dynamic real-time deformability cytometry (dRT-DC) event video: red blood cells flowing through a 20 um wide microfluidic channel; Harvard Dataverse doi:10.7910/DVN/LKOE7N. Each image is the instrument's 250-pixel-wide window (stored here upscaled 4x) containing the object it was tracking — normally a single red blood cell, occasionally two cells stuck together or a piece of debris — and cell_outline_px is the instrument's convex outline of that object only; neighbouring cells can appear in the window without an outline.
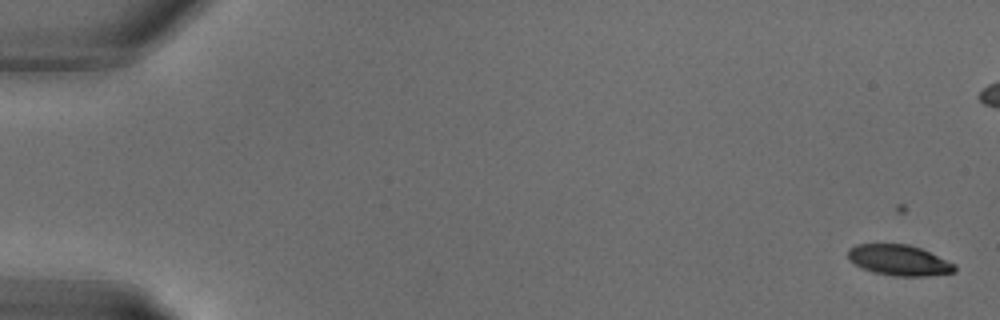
{"species": "common noctule bat (a hibernating species)", "species_latin": "Nyctalus noctula", "temperature_condition": "warm", "stored_images_in_passage": 17, "camera_frame_rate_fps": 3000, "um_per_image_px": 0.085, "animal": {"sex": "male", "body_mass_g": 18.8}, "frame": {"image": 1, "passage_image": 1, "time_ms": 0.0, "image_size_px": [1000, 320], "cell_outline_px": [[956, 272], [928, 276], [896, 276], [872, 272], [848, 260], [848, 248], [856, 244], [908, 244], [920, 248], [956, 264]], "centroid_in_image_um": [76.43, 22.12], "position_along_channel_um": 8.6, "area_um2": 19.07}}
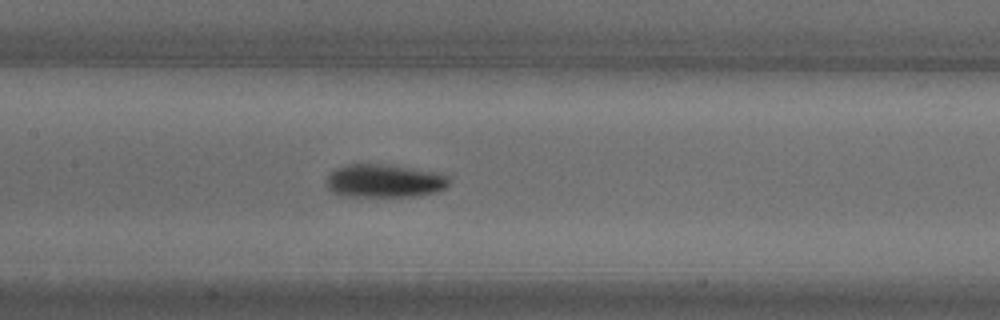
{"frame": {"image": 2, "passage_image": 15, "time_ms": 4.667, "image_size_px": [1000, 320], "cell_outline_px": [[448, 188], [436, 192], [420, 196], [340, 196], [332, 192], [328, 188], [328, 176], [336, 168], [356, 160], [388, 164], [444, 172], [448, 176]], "centroid_in_image_um": [32.7, 15.33], "position_along_channel_um": 174.7, "area_um2": 24.8}}
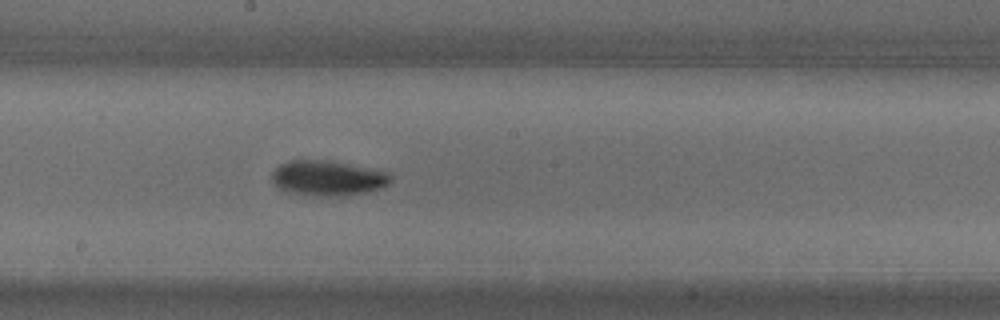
{"frame": {"image": 3, "passage_image": 17, "time_ms": 5.333, "image_size_px": [1000, 320], "cell_outline_px": [[392, 180], [384, 188], [368, 192], [348, 196], [312, 196], [288, 192], [280, 188], [272, 180], [272, 172], [280, 164], [288, 160], [328, 160], [384, 168], [392, 172]], "centroid_in_image_um": [28.0, 15.12], "position_along_channel_um": 220.2, "area_um2": 25.37}}